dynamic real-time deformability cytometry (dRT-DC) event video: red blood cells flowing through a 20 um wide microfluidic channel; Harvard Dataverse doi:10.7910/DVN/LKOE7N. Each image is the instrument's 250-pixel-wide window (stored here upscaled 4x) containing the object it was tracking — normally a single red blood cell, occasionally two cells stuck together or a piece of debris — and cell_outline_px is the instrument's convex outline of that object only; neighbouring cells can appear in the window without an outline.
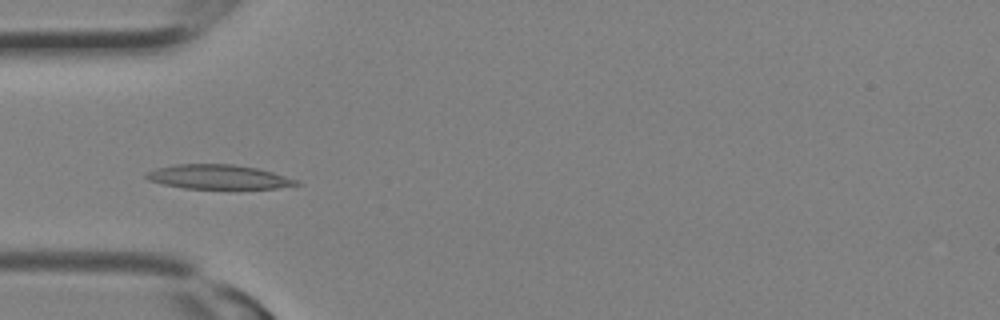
{"species": "Egyptian fruit bat (a non-hibernating species)", "species_latin": "Rousettus aegyptiacus", "temperature_condition": "room temperature", "stored_images_in_passage": 3, "camera_frame_rate_fps": 3000, "um_per_image_px": 0.085, "animal": {"sex": "female"}, "frame": {"image": 1, "passage_image": 3, "time_ms": 0.667, "image_size_px": [1000, 320], "cell_outline_px": [[300, 184], [276, 188], [184, 188], [164, 184], [148, 180], [144, 176], [144, 172], [156, 168], [176, 164], [232, 164], [256, 168], [272, 172], [300, 180]], "centroid_in_image_um": [18.53, 15.03], "position_along_channel_um": 66.5, "area_um2": 21.15}}